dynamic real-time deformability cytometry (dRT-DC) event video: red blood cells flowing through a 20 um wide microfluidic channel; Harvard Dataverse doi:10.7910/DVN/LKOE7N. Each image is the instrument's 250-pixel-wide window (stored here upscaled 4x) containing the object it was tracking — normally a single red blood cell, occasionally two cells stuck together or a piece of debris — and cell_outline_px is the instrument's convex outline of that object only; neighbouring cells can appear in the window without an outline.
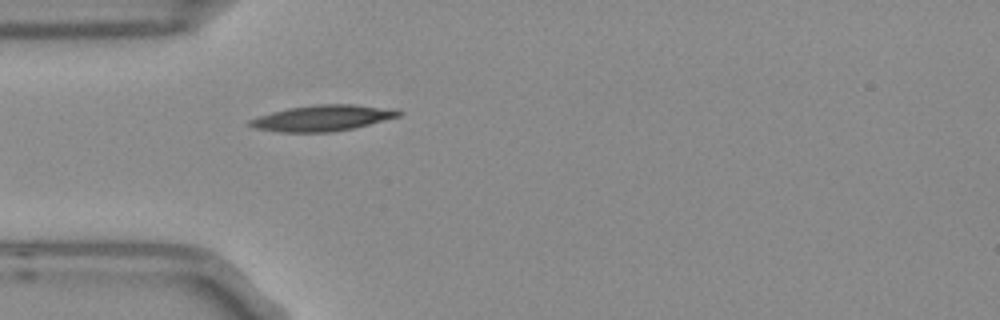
{"species": "Egyptian fruit bat (a non-hibernating species)", "species_latin": "Rousettus aegyptiacus", "temperature_condition": "room temperature", "stored_images_in_passage": 1, "camera_frame_rate_fps": 3000, "um_per_image_px": 0.085, "frame": {"image": 1, "passage_image": 1, "time_ms": 0.0, "image_size_px": [1000, 320], "cell_outline_px": [[404, 112], [400, 116], [352, 128], [332, 132], [280, 132], [252, 128], [248, 124], [248, 120], [272, 112], [288, 108], [320, 104], [356, 104], [396, 108]], "centroid_in_image_um": [27.45, 10.02], "position_along_channel_um": 57.6, "area_um2": 22.54}}